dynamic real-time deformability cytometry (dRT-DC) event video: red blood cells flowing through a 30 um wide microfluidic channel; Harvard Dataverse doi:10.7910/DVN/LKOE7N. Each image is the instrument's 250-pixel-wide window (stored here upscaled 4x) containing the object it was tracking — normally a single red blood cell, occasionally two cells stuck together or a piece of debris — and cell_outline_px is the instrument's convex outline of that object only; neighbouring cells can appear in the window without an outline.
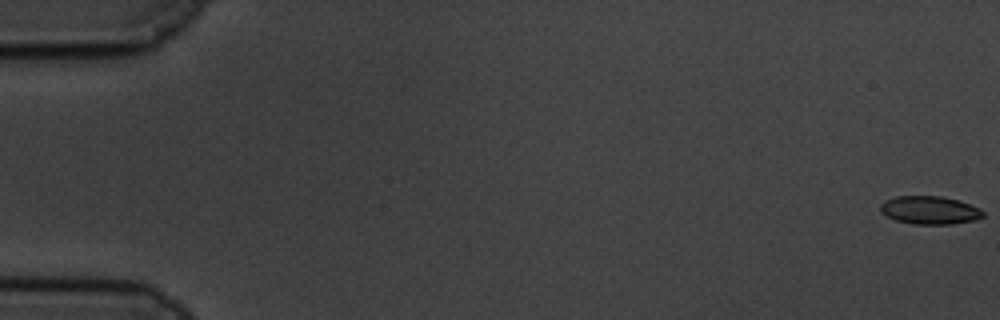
{"species": "common noctule bat (a hibernating species)", "species_latin": "Nyctalus noctula", "temperature_condition": "cold", "stored_images_in_passage": 17, "camera_frame_rate_fps": 3000, "um_per_image_px": 0.085, "animal": {"sex": "male", "body_mass_g": 19.5, "forearm_length_mm": 54.6}, "frame": {"image": 1, "passage_image": 1, "time_ms": 0.0, "image_size_px": [1000, 320], "cell_outline_px": [[984, 216], [976, 220], [952, 224], [912, 224], [896, 220], [880, 212], [880, 204], [884, 200], [896, 196], [940, 196], [956, 200], [980, 208], [984, 212]], "centroid_in_image_um": [79.01, 17.87], "position_along_channel_um": 6.0, "area_um2": 16.82}}
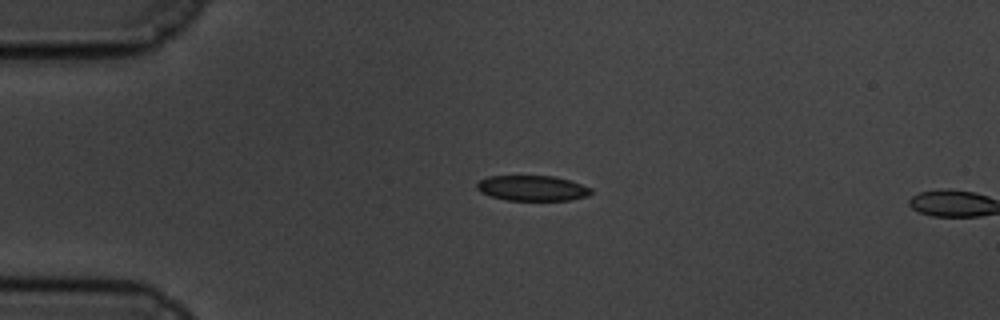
{"frame": {"image": 2, "passage_image": 15, "time_ms": 4.667, "image_size_px": [1000, 320], "cell_outline_px": [[592, 192], [588, 196], [572, 200], [508, 200], [492, 196], [480, 192], [476, 188], [476, 184], [480, 180], [488, 176], [556, 176], [592, 188]], "centroid_in_image_um": [45.25, 15.99], "position_along_channel_um": 39.7, "area_um2": 16.82}}